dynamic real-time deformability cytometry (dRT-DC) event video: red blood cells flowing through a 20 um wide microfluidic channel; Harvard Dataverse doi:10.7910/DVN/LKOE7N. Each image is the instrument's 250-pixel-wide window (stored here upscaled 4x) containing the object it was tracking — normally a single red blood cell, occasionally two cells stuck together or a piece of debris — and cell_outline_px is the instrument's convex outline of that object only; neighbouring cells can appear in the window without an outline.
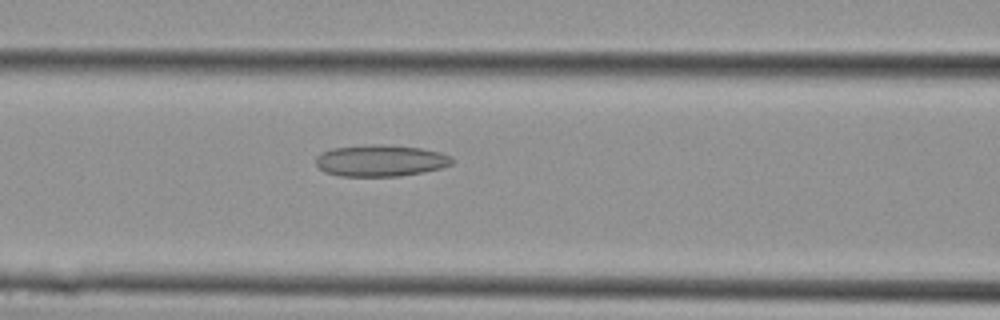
{"species": "Egyptian fruit bat (a non-hibernating species)", "species_latin": "Rousettus aegyptiacus", "temperature_condition": "cold", "stored_images_in_passage": 6, "camera_frame_rate_fps": 3000, "um_per_image_px": 0.085, "animal": {"sex": "female"}, "frame": {"image": 1, "passage_image": 4, "time_ms": 1.0, "image_size_px": [1000, 320], "cell_outline_px": [[456, 160], [452, 164], [440, 168], [424, 172], [400, 176], [340, 176], [324, 172], [316, 164], [316, 156], [320, 152], [332, 148], [372, 144], [384, 144], [420, 148], [440, 152], [452, 156]], "centroid_in_image_um": [32.36, 13.65], "position_along_channel_um": 134.2, "area_um2": 25.32}}
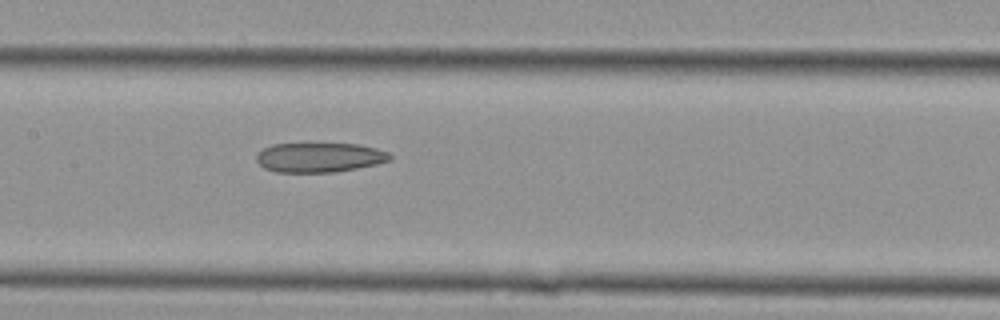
{"frame": {"image": 2, "passage_image": 6, "time_ms": 1.667, "image_size_px": [1000, 320], "cell_outline_px": [[392, 160], [376, 164], [336, 172], [276, 172], [264, 168], [256, 160], [256, 152], [272, 144], [360, 144], [376, 148], [388, 152], [392, 156]], "centroid_in_image_um": [27.15, 13.38], "position_along_channel_um": 180.3, "area_um2": 23.06}}